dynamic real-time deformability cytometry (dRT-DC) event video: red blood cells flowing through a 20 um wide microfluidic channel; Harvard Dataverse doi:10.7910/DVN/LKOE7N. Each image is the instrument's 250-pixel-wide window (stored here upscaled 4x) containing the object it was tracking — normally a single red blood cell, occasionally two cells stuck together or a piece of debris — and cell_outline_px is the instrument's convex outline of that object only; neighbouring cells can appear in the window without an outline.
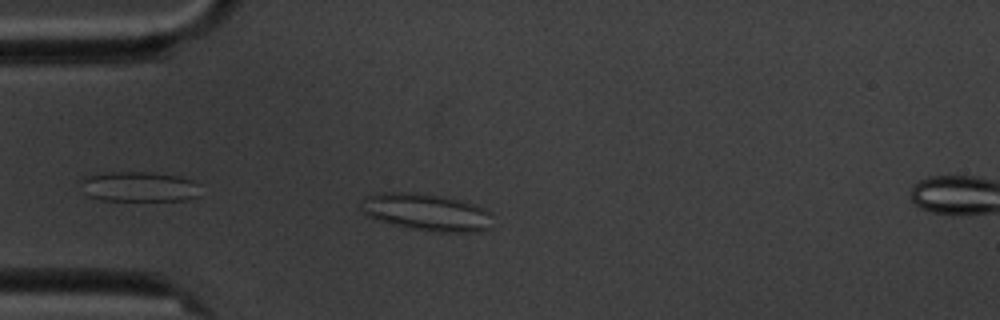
{"species": "common noctule bat (a hibernating species)", "species_latin": "Nyctalus noctula", "temperature_condition": "cold", "stored_images_in_passage": 3, "camera_frame_rate_fps": 3000, "um_per_image_px": 0.085, "animal": {"sex": "male", "body_mass_g": 20.1, "forearm_length_mm": 53.5}, "frame": {"image": 1, "passage_image": 2, "time_ms": 1.333, "image_size_px": [1000, 320], "cell_outline_px": [[492, 228], [480, 232], [432, 232], [392, 224], [368, 216], [364, 212], [360, 204], [364, 196], [376, 192], [416, 192], [444, 196], [464, 200], [476, 204], [484, 208], [488, 212]], "centroid_in_image_um": [36.26, 18.02], "position_along_channel_um": 48.7, "area_um2": 28.84}}